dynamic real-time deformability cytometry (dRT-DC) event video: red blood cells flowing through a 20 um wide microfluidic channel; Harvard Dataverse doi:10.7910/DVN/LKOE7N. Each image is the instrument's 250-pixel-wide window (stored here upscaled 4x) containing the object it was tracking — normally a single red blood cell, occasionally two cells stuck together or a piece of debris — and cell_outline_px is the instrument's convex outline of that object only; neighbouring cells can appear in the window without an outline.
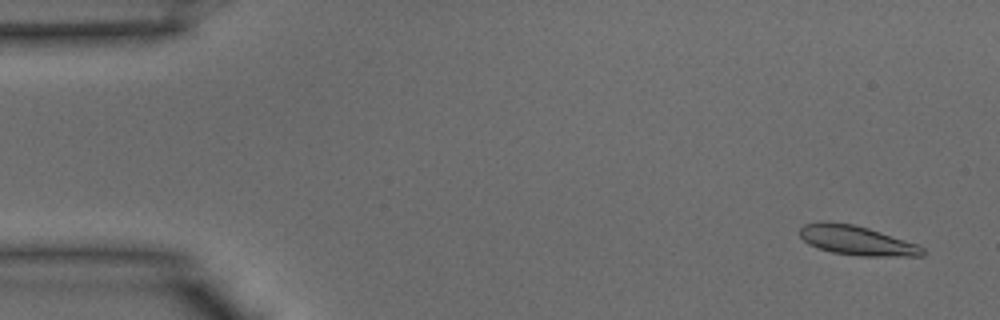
{"species": "common noctule bat (a hibernating species)", "species_latin": "Nyctalus noctula", "temperature_condition": "warm", "stored_images_in_passage": 40, "camera_frame_rate_fps": 3000, "um_per_image_px": 0.085, "animal": {"sex": "male", "body_mass_g": 15.6}, "frame": {"image": 1, "passage_image": 2, "time_ms": 0.333, "image_size_px": [1000, 320], "cell_outline_px": [[924, 256], [860, 256], [832, 252], [808, 244], [800, 236], [800, 228], [804, 224], [820, 220], [828, 220], [852, 224], [868, 228], [916, 244], [924, 248]], "centroid_in_image_um": [72.77, 20.42], "position_along_channel_um": 12.2, "area_um2": 21.04}}
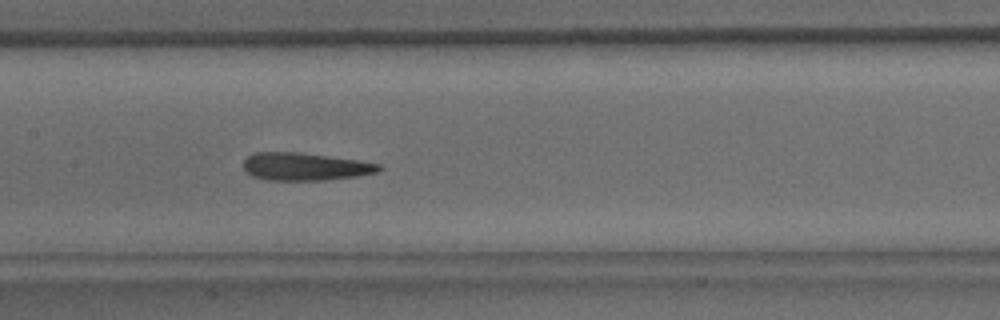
{"frame": {"image": 2, "passage_image": 19, "time_ms": 6.0, "image_size_px": [1000, 320], "cell_outline_px": [[384, 168], [376, 172], [356, 176], [324, 180], [268, 180], [252, 176], [244, 168], [244, 160], [248, 156], [256, 152], [296, 152], [360, 160], [380, 164]], "centroid_in_image_um": [25.94, 14.16], "position_along_channel_um": 181.5, "area_um2": 21.73}}
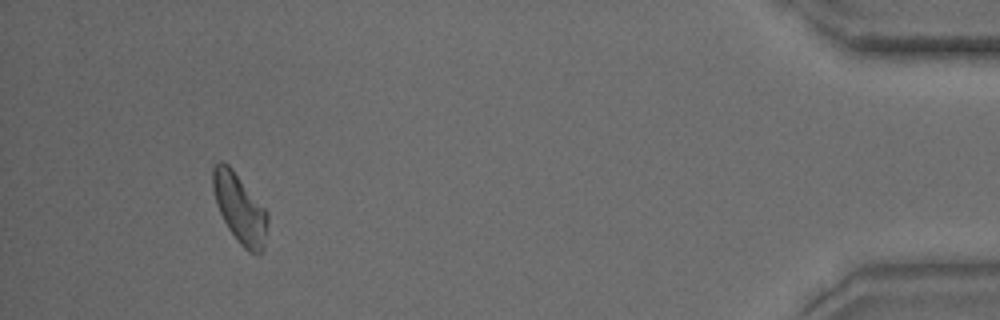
{"frame": {"image": 3, "passage_image": 37, "time_ms": 12.0, "image_size_px": [1000, 320], "cell_outline_px": [[268, 220], [264, 248], [260, 256], [256, 256], [248, 252], [240, 244], [228, 228], [216, 204], [212, 188], [212, 168], [220, 160], [224, 160], [232, 168], [268, 212]], "centroid_in_image_um": [20.38, 17.73], "position_along_channel_um": 414.8, "area_um2": 22.31}}